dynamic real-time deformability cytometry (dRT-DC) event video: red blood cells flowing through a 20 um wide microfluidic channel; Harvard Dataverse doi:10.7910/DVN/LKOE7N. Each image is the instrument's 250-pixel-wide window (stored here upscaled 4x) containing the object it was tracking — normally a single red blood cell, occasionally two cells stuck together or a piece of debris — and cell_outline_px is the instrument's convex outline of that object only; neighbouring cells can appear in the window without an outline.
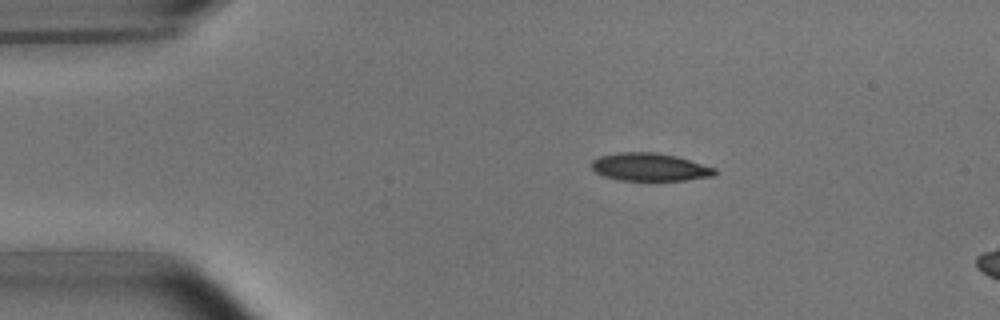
{"species": "common noctule bat (a hibernating species)", "species_latin": "Nyctalus noctula", "temperature_condition": "room temperature", "stored_images_in_passage": 3, "camera_frame_rate_fps": 3000, "um_per_image_px": 0.085, "animal": {"sex": "male", "body_mass_g": 15.6}, "frame": {"image": 1, "passage_image": 1, "time_ms": 0.0, "image_size_px": [1000, 320], "cell_outline_px": [[716, 176], [684, 180], [620, 180], [604, 176], [596, 172], [592, 168], [592, 160], [600, 156], [620, 152], [656, 152], [676, 156], [716, 168]], "centroid_in_image_um": [55.25, 14.2], "position_along_channel_um": 29.8, "area_um2": 19.94}}